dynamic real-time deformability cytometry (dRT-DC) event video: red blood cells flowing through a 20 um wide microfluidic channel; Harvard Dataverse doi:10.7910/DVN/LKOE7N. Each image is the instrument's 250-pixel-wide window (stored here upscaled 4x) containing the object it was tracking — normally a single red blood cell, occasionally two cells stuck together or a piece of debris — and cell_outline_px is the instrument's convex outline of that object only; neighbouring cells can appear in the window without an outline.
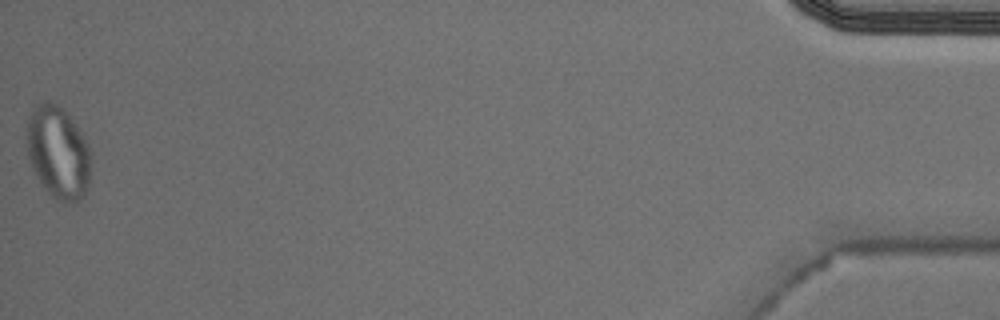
{"species": "Egyptian fruit bat (a non-hibernating species)", "species_latin": "Rousettus aegyptiacus", "temperature_condition": "cold", "stored_images_in_passage": 44, "segment_of_instrument_passage": [2, 2], "camera_frame_rate_fps": 3000, "um_per_image_px": 0.085, "animal": {"sex": "male"}, "frame": {"image": 1, "passage_image": 44, "time_ms": 14.333, "image_size_px": [1000, 320], "cell_outline_px": [[92, 160], [88, 188], [80, 200], [76, 204], [68, 204], [56, 200], [44, 188], [36, 176], [32, 168], [28, 156], [24, 128], [28, 116], [32, 108], [44, 100], [48, 100], [56, 104], [68, 112], [84, 136], [92, 152]], "centroid_in_image_um": [4.94, 12.95], "position_along_channel_um": 430.3, "area_um2": 35.89}}